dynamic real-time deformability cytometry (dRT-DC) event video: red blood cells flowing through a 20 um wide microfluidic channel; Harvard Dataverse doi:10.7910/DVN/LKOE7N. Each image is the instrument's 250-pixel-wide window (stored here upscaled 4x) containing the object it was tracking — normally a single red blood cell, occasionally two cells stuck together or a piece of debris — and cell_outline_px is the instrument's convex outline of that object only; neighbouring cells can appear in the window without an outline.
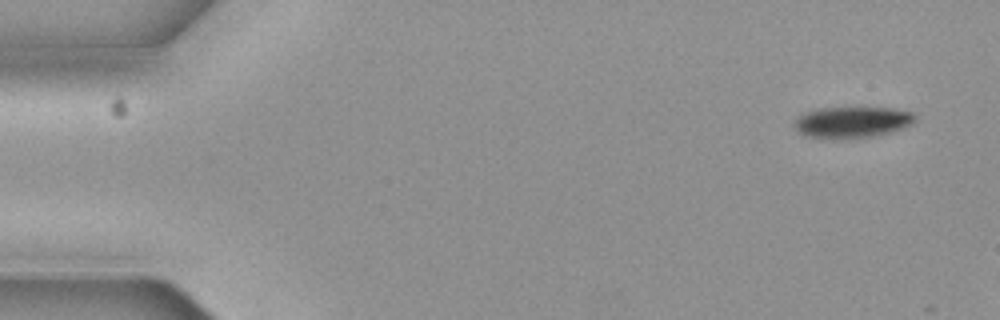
{"species": "common noctule bat (a hibernating species)", "species_latin": "Nyctalus noctula", "temperature_condition": "cold", "stored_images_in_passage": 5, "camera_frame_rate_fps": 3000, "um_per_image_px": 0.085, "animal": {"sex": "female", "body_mass_g": 19.3, "forearm_length_mm": 54.1}, "frame": {"image": 1, "passage_image": 1, "time_ms": 0.0, "image_size_px": [1000, 320], "cell_outline_px": [[916, 116], [912, 124], [904, 128], [876, 136], [808, 136], [800, 132], [796, 128], [796, 120], [804, 112], [816, 108], [892, 108], [912, 112]], "centroid_in_image_um": [72.51, 10.34], "position_along_channel_um": 12.5, "area_um2": 21.04}}